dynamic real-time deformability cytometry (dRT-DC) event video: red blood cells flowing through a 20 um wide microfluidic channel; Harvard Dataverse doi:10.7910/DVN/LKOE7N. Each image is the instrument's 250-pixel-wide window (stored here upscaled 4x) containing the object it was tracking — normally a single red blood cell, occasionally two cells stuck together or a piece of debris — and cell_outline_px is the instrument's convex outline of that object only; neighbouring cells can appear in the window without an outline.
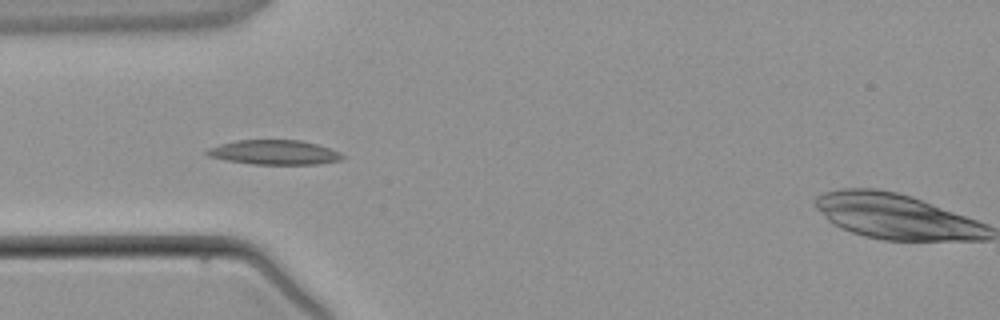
{"species": "common noctule bat (a hibernating species)", "species_latin": "Nyctalus noctula", "temperature_condition": "warm", "stored_images_in_passage": 3, "camera_frame_rate_fps": 3000, "um_per_image_px": 0.085, "animal": {"sex": "male", "body_mass_g": 21.5, "forearm_length_mm": 52.0}, "frame": {"image": 1, "passage_image": 3, "time_ms": 2.333, "image_size_px": [1000, 320], "cell_outline_px": [[344, 156], [340, 160], [316, 164], [252, 164], [228, 160], [208, 156], [204, 152], [208, 148], [220, 144], [236, 140], [300, 140], [316, 144], [340, 152]], "centroid_in_image_um": [23.29, 12.94], "position_along_channel_um": 61.7, "area_um2": 19.19}}